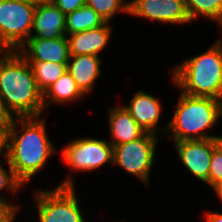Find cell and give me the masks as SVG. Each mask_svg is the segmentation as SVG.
Returning <instances> with one entry per match:
<instances>
[{"mask_svg": "<svg viewBox=\"0 0 222 222\" xmlns=\"http://www.w3.org/2000/svg\"><path fill=\"white\" fill-rule=\"evenodd\" d=\"M108 112L112 137L109 143L113 147L136 140L145 133L124 106L109 108Z\"/></svg>", "mask_w": 222, "mask_h": 222, "instance_id": "16", "label": "cell"}, {"mask_svg": "<svg viewBox=\"0 0 222 222\" xmlns=\"http://www.w3.org/2000/svg\"><path fill=\"white\" fill-rule=\"evenodd\" d=\"M84 94L77 87L76 82L66 71L47 91L43 93V107L51 103L63 104L74 102L80 99Z\"/></svg>", "mask_w": 222, "mask_h": 222, "instance_id": "17", "label": "cell"}, {"mask_svg": "<svg viewBox=\"0 0 222 222\" xmlns=\"http://www.w3.org/2000/svg\"><path fill=\"white\" fill-rule=\"evenodd\" d=\"M222 184V144L219 143L213 151L210 170L209 185L215 189Z\"/></svg>", "mask_w": 222, "mask_h": 222, "instance_id": "23", "label": "cell"}, {"mask_svg": "<svg viewBox=\"0 0 222 222\" xmlns=\"http://www.w3.org/2000/svg\"><path fill=\"white\" fill-rule=\"evenodd\" d=\"M62 159L76 171L95 170L113 162V146L103 139H76L62 150Z\"/></svg>", "mask_w": 222, "mask_h": 222, "instance_id": "8", "label": "cell"}, {"mask_svg": "<svg viewBox=\"0 0 222 222\" xmlns=\"http://www.w3.org/2000/svg\"><path fill=\"white\" fill-rule=\"evenodd\" d=\"M143 131L157 135V124L161 114V103L153 95L139 90L130 100V105H123Z\"/></svg>", "mask_w": 222, "mask_h": 222, "instance_id": "13", "label": "cell"}, {"mask_svg": "<svg viewBox=\"0 0 222 222\" xmlns=\"http://www.w3.org/2000/svg\"><path fill=\"white\" fill-rule=\"evenodd\" d=\"M51 2L65 15L86 5V0H52Z\"/></svg>", "mask_w": 222, "mask_h": 222, "instance_id": "25", "label": "cell"}, {"mask_svg": "<svg viewBox=\"0 0 222 222\" xmlns=\"http://www.w3.org/2000/svg\"><path fill=\"white\" fill-rule=\"evenodd\" d=\"M102 59L96 55L70 56L67 71L76 82L80 91L86 95L94 87V82L101 74L100 64Z\"/></svg>", "mask_w": 222, "mask_h": 222, "instance_id": "15", "label": "cell"}, {"mask_svg": "<svg viewBox=\"0 0 222 222\" xmlns=\"http://www.w3.org/2000/svg\"><path fill=\"white\" fill-rule=\"evenodd\" d=\"M39 118V116L16 117V120L13 118L10 128L7 159L15 176L24 185L42 170L54 152L46 134L45 120ZM17 125L22 127L19 129L21 133Z\"/></svg>", "mask_w": 222, "mask_h": 222, "instance_id": "2", "label": "cell"}, {"mask_svg": "<svg viewBox=\"0 0 222 222\" xmlns=\"http://www.w3.org/2000/svg\"><path fill=\"white\" fill-rule=\"evenodd\" d=\"M17 52L25 60L68 63L70 59L67 35L58 39L29 38Z\"/></svg>", "mask_w": 222, "mask_h": 222, "instance_id": "11", "label": "cell"}, {"mask_svg": "<svg viewBox=\"0 0 222 222\" xmlns=\"http://www.w3.org/2000/svg\"><path fill=\"white\" fill-rule=\"evenodd\" d=\"M12 121L13 120H0V155H2L3 158H8L9 134ZM3 148L6 149L4 154H2Z\"/></svg>", "mask_w": 222, "mask_h": 222, "instance_id": "24", "label": "cell"}, {"mask_svg": "<svg viewBox=\"0 0 222 222\" xmlns=\"http://www.w3.org/2000/svg\"><path fill=\"white\" fill-rule=\"evenodd\" d=\"M112 33L110 23L95 29H88L76 32L67 36L70 56L76 55H96L107 45Z\"/></svg>", "mask_w": 222, "mask_h": 222, "instance_id": "14", "label": "cell"}, {"mask_svg": "<svg viewBox=\"0 0 222 222\" xmlns=\"http://www.w3.org/2000/svg\"><path fill=\"white\" fill-rule=\"evenodd\" d=\"M66 15L51 1L36 5L30 38L58 39L66 35Z\"/></svg>", "mask_w": 222, "mask_h": 222, "instance_id": "12", "label": "cell"}, {"mask_svg": "<svg viewBox=\"0 0 222 222\" xmlns=\"http://www.w3.org/2000/svg\"><path fill=\"white\" fill-rule=\"evenodd\" d=\"M185 5L191 22L201 16L222 26V0H185Z\"/></svg>", "mask_w": 222, "mask_h": 222, "instance_id": "20", "label": "cell"}, {"mask_svg": "<svg viewBox=\"0 0 222 222\" xmlns=\"http://www.w3.org/2000/svg\"><path fill=\"white\" fill-rule=\"evenodd\" d=\"M36 5L0 0V51H17L31 37Z\"/></svg>", "mask_w": 222, "mask_h": 222, "instance_id": "5", "label": "cell"}, {"mask_svg": "<svg viewBox=\"0 0 222 222\" xmlns=\"http://www.w3.org/2000/svg\"><path fill=\"white\" fill-rule=\"evenodd\" d=\"M36 193L40 222H85L70 176L54 190Z\"/></svg>", "mask_w": 222, "mask_h": 222, "instance_id": "6", "label": "cell"}, {"mask_svg": "<svg viewBox=\"0 0 222 222\" xmlns=\"http://www.w3.org/2000/svg\"><path fill=\"white\" fill-rule=\"evenodd\" d=\"M24 1L33 3L35 5H38V4H42V3H45V2H50L52 0H24Z\"/></svg>", "mask_w": 222, "mask_h": 222, "instance_id": "29", "label": "cell"}, {"mask_svg": "<svg viewBox=\"0 0 222 222\" xmlns=\"http://www.w3.org/2000/svg\"><path fill=\"white\" fill-rule=\"evenodd\" d=\"M205 216L207 222H222V213L207 212Z\"/></svg>", "mask_w": 222, "mask_h": 222, "instance_id": "27", "label": "cell"}, {"mask_svg": "<svg viewBox=\"0 0 222 222\" xmlns=\"http://www.w3.org/2000/svg\"><path fill=\"white\" fill-rule=\"evenodd\" d=\"M157 136L145 132L140 138L113 147V163L137 176L147 185L154 163Z\"/></svg>", "mask_w": 222, "mask_h": 222, "instance_id": "7", "label": "cell"}, {"mask_svg": "<svg viewBox=\"0 0 222 222\" xmlns=\"http://www.w3.org/2000/svg\"><path fill=\"white\" fill-rule=\"evenodd\" d=\"M2 163V160L0 161V164ZM3 163H7L9 166V172L6 171V169L0 165V190H9L11 192H18V190L24 186V184L15 176L13 169L11 168V166L9 165L8 159L5 160V162L3 161ZM0 205L4 206V207H8L11 209H15L16 211H18V206H14L9 204L5 198L0 196Z\"/></svg>", "mask_w": 222, "mask_h": 222, "instance_id": "22", "label": "cell"}, {"mask_svg": "<svg viewBox=\"0 0 222 222\" xmlns=\"http://www.w3.org/2000/svg\"><path fill=\"white\" fill-rule=\"evenodd\" d=\"M129 14L171 24L191 22L185 0H133Z\"/></svg>", "mask_w": 222, "mask_h": 222, "instance_id": "10", "label": "cell"}, {"mask_svg": "<svg viewBox=\"0 0 222 222\" xmlns=\"http://www.w3.org/2000/svg\"><path fill=\"white\" fill-rule=\"evenodd\" d=\"M105 23L106 21L93 8L84 5L74 12L66 14V35L99 28Z\"/></svg>", "mask_w": 222, "mask_h": 222, "instance_id": "18", "label": "cell"}, {"mask_svg": "<svg viewBox=\"0 0 222 222\" xmlns=\"http://www.w3.org/2000/svg\"><path fill=\"white\" fill-rule=\"evenodd\" d=\"M219 139L175 142L177 155L184 167L200 181L209 184V170Z\"/></svg>", "mask_w": 222, "mask_h": 222, "instance_id": "9", "label": "cell"}, {"mask_svg": "<svg viewBox=\"0 0 222 222\" xmlns=\"http://www.w3.org/2000/svg\"><path fill=\"white\" fill-rule=\"evenodd\" d=\"M34 73L38 89L44 93L47 91L66 71L68 63L44 62L42 60H26Z\"/></svg>", "mask_w": 222, "mask_h": 222, "instance_id": "19", "label": "cell"}, {"mask_svg": "<svg viewBox=\"0 0 222 222\" xmlns=\"http://www.w3.org/2000/svg\"><path fill=\"white\" fill-rule=\"evenodd\" d=\"M18 211L0 205V222H14Z\"/></svg>", "mask_w": 222, "mask_h": 222, "instance_id": "26", "label": "cell"}, {"mask_svg": "<svg viewBox=\"0 0 222 222\" xmlns=\"http://www.w3.org/2000/svg\"><path fill=\"white\" fill-rule=\"evenodd\" d=\"M129 2L127 3L124 0H86V5L93 8L109 23L118 11L129 14Z\"/></svg>", "mask_w": 222, "mask_h": 222, "instance_id": "21", "label": "cell"}, {"mask_svg": "<svg viewBox=\"0 0 222 222\" xmlns=\"http://www.w3.org/2000/svg\"><path fill=\"white\" fill-rule=\"evenodd\" d=\"M172 80L182 93L222 101V42L172 68Z\"/></svg>", "mask_w": 222, "mask_h": 222, "instance_id": "3", "label": "cell"}, {"mask_svg": "<svg viewBox=\"0 0 222 222\" xmlns=\"http://www.w3.org/2000/svg\"><path fill=\"white\" fill-rule=\"evenodd\" d=\"M0 97L12 117H37L44 111L31 66L17 51H0Z\"/></svg>", "mask_w": 222, "mask_h": 222, "instance_id": "1", "label": "cell"}, {"mask_svg": "<svg viewBox=\"0 0 222 222\" xmlns=\"http://www.w3.org/2000/svg\"><path fill=\"white\" fill-rule=\"evenodd\" d=\"M180 94L178 106L166 127L173 141L220 139L221 136L208 135L205 130L213 128L222 115V101Z\"/></svg>", "mask_w": 222, "mask_h": 222, "instance_id": "4", "label": "cell"}, {"mask_svg": "<svg viewBox=\"0 0 222 222\" xmlns=\"http://www.w3.org/2000/svg\"><path fill=\"white\" fill-rule=\"evenodd\" d=\"M14 117L10 116L9 113L5 110L2 99L0 97V120H13Z\"/></svg>", "mask_w": 222, "mask_h": 222, "instance_id": "28", "label": "cell"}, {"mask_svg": "<svg viewBox=\"0 0 222 222\" xmlns=\"http://www.w3.org/2000/svg\"><path fill=\"white\" fill-rule=\"evenodd\" d=\"M214 190H215L216 194L219 196V198L222 201V184L218 185Z\"/></svg>", "mask_w": 222, "mask_h": 222, "instance_id": "30", "label": "cell"}]
</instances>
